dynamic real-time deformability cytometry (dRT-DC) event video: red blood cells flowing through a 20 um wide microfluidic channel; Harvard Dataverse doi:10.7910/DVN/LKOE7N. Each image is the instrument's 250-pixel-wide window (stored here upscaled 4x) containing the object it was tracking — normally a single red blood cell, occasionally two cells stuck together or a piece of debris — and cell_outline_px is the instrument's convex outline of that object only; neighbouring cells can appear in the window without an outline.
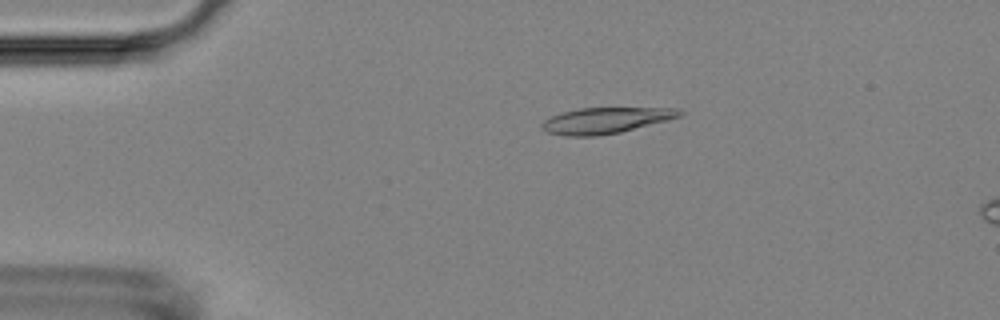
{"species": "Egyptian fruit bat (a non-hibernating species)", "species_latin": "Rousettus aegyptiacus", "temperature_condition": "room temperature", "stored_images_in_passage": 47, "camera_frame_rate_fps": 3000, "um_per_image_px": 0.085, "animal": {"sex": "female"}, "frame": {"image": 1, "passage_image": 4, "time_ms": 1.0, "image_size_px": [1000, 320], "cell_outline_px": [[684, 112], [680, 116], [668, 120], [620, 132], [596, 136], [564, 136], [544, 132], [540, 128], [540, 124], [548, 116], [580, 108], [680, 108]], "centroid_in_image_um": [51.43, 10.24], "position_along_channel_um": 33.6, "area_um2": 20.98}}
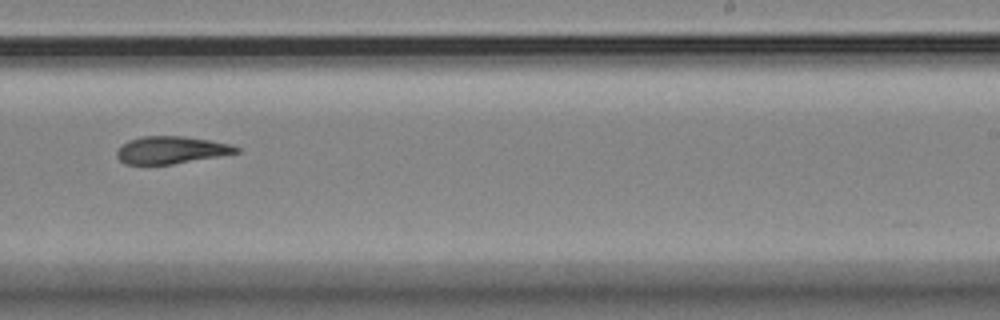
{"frame": {"image": 2, "passage_image": 27, "time_ms": 8.667, "image_size_px": [1000, 320], "cell_outline_px": [[240, 152], [220, 156], [172, 164], [124, 164], [116, 156], [116, 152], [120, 144], [128, 140], [140, 136], [184, 136], [232, 144], [240, 148]], "centroid_in_image_um": [14.52, 12.74], "position_along_channel_um": 274.5, "area_um2": 19.19}}
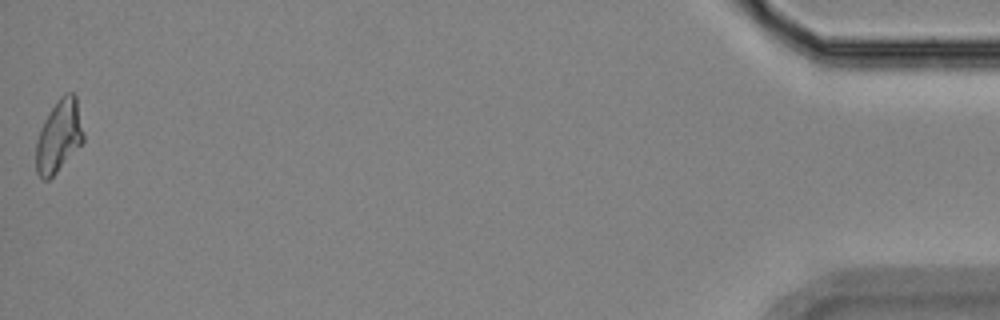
{"frame": {"image": 3, "passage_image": 47, "time_ms": 15.333, "image_size_px": [1000, 320], "cell_outline_px": [[84, 140], [56, 172], [48, 180], [44, 180], [36, 172], [36, 140], [40, 128], [44, 120], [60, 96], [64, 92], [72, 92], [76, 96], [84, 136]], "centroid_in_image_um": [4.99, 11.55], "position_along_channel_um": 430.2, "area_um2": 19.71}}